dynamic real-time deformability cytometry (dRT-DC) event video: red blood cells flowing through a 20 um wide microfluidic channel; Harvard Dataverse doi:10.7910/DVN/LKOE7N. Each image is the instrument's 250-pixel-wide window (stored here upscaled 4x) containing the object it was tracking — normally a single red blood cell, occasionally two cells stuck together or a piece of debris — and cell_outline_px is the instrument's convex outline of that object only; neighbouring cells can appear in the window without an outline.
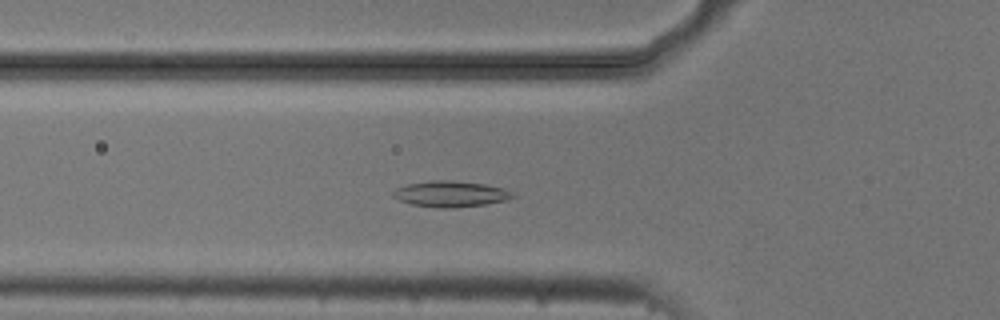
{"species": "common noctule bat (a hibernating species)", "species_latin": "Nyctalus noctula", "temperature_condition": "cold", "stored_images_in_passage": 54, "camera_frame_rate_fps": 3000, "um_per_image_px": 0.085, "animal": {"sex": "male", "body_mass_g": 20.5, "forearm_length_mm": 52.5}, "frame": {"image": 1, "passage_image": 19, "time_ms": 6.0, "image_size_px": [1000, 320], "cell_outline_px": [[516, 196], [508, 200], [484, 204], [452, 208], [436, 208], [412, 204], [400, 200], [392, 196], [392, 192], [396, 188], [408, 184], [432, 180], [448, 180], [484, 184], [500, 188], [512, 192]], "centroid_in_image_um": [38.28, 16.49], "position_along_channel_um": 87.5, "area_um2": 17.92}}
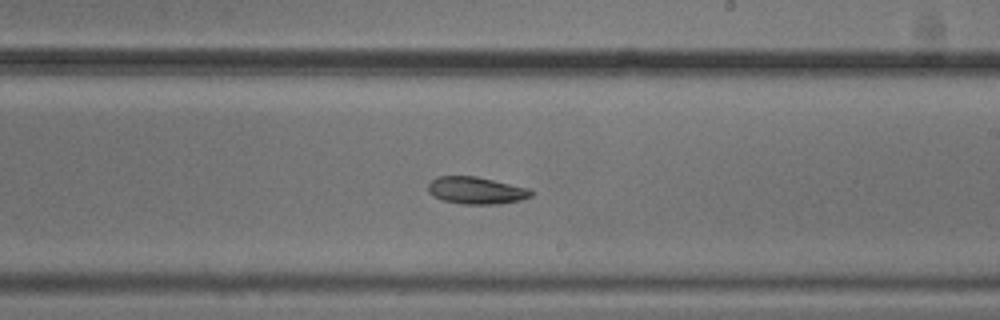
{"frame": {"image": 2, "passage_image": 32, "time_ms": 10.333, "image_size_px": [1000, 320], "cell_outline_px": [[536, 192], [532, 196], [520, 200], [500, 204], [460, 204], [444, 200], [432, 196], [428, 192], [428, 184], [436, 176], [476, 176], [532, 188]], "centroid_in_image_um": [40.53, 16.18], "position_along_channel_um": 248.5, "area_um2": 16.65}}
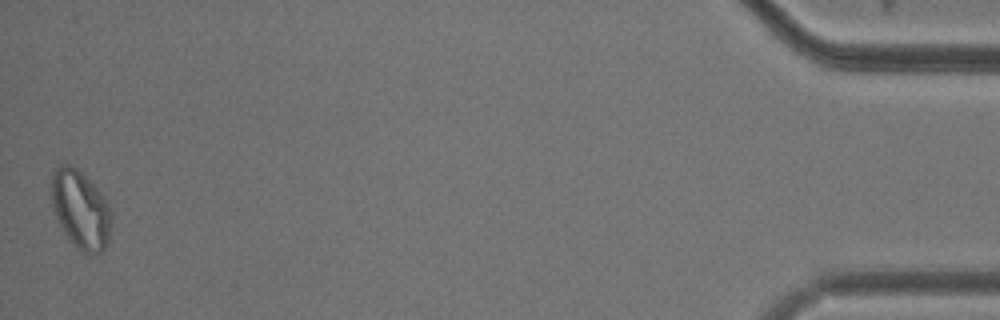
{"frame": {"image": 3, "passage_image": 54, "time_ms": 17.667, "image_size_px": [1000, 320], "cell_outline_px": [[112, 216], [108, 240], [104, 248], [100, 252], [88, 256], [80, 252], [76, 248], [64, 232], [56, 220], [52, 208], [52, 172], [60, 164], [68, 164], [76, 168], [104, 196], [112, 212]], "centroid_in_image_um": [6.84, 17.85], "position_along_channel_um": 428.4, "area_um2": 27.46}, "authors_computed_cell_mechanics": {"area_um2": 18.6405, "velocity_mm_per_s": 3.7037, "shape_relaxation_time_tau1_ms": 6.4533, "shape_relaxation_time_tau2_ms": null, "deformation_change_tau1": 0.1059, "deformation_change_tau2": null}}